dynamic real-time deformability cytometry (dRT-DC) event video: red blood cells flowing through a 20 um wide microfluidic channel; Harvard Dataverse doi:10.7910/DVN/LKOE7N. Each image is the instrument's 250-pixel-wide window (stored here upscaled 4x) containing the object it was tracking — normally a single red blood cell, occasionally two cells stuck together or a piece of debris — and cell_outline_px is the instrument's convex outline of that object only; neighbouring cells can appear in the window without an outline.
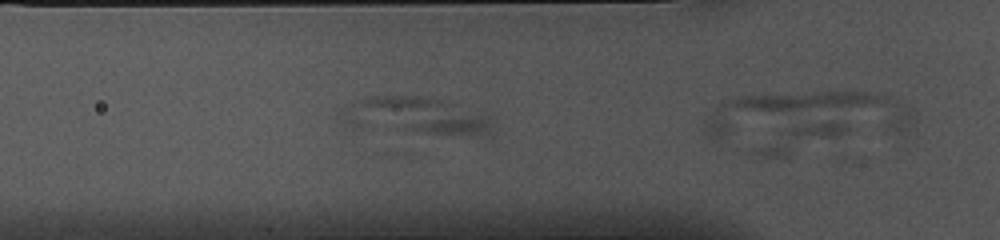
{"species": "common noctule bat (a hibernating species)", "species_latin": "Nyctalus noctula", "temperature_condition": "cold", "stored_images_in_passage": 11, "camera_frame_rate_fps": 3000, "um_per_image_px": 0.085, "animal": {"sex": "female", "body_mass_g": 10.0, "forearm_length_mm": 53.1}, "frame": {"image": 1, "passage_image": 8, "time_ms": 2.333, "image_size_px": [1000, 240], "cell_outline_px": [[492, 136], [352, 128], [344, 120], [340, 112], [340, 108], [348, 104], [372, 96], [412, 96], [440, 100], [488, 116], [492, 124]], "centroid_in_image_um": [35.27, 9.87], "position_along_channel_um": 90.5, "area_um2": 32.08}}